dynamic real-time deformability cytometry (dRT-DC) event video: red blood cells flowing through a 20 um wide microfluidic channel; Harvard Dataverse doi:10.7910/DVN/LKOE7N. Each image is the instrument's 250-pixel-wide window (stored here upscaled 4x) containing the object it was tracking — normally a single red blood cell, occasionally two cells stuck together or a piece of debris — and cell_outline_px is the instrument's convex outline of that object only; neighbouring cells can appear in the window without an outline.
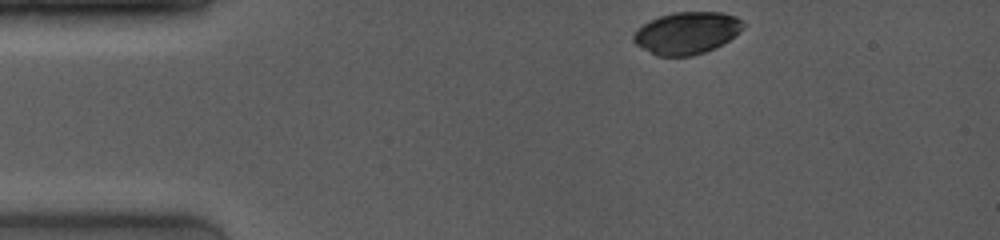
{"species": "common noctule bat (a hibernating species)", "species_latin": "Nyctalus noctula", "temperature_condition": "room temperature", "stored_images_in_passage": 7, "camera_frame_rate_fps": 4000, "um_per_image_px": 0.085, "animal": {"sex": "female", "body_mass_g": 19.0, "forearm_length_mm": 53.3}, "frame": {"image": 1, "passage_image": 1, "time_ms": 0.0, "image_size_px": [1000, 240], "cell_outline_px": [[744, 28], [740, 32], [716, 48], [692, 56], [656, 56], [636, 44], [632, 40], [632, 36], [636, 28], [648, 20], [672, 12], [724, 12], [736, 16], [744, 20]], "centroid_in_image_um": [58.38, 2.79], "position_along_channel_um": 26.6, "area_um2": 27.28}}
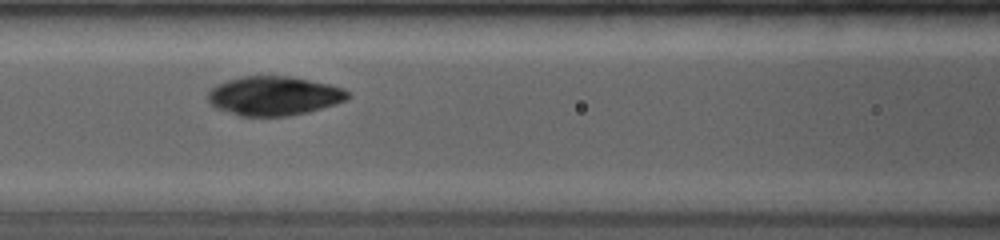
{"frame": {"image": 2, "passage_image": 6, "time_ms": 4.5, "image_size_px": [1000, 240], "cell_outline_px": [[352, 96], [348, 100], [336, 104], [308, 112], [288, 116], [240, 116], [216, 108], [208, 104], [208, 92], [216, 84], [240, 76], [292, 76], [328, 84], [344, 88]], "centroid_in_image_um": [23.29, 8.15], "position_along_channel_um": 143.3, "area_um2": 32.19}}
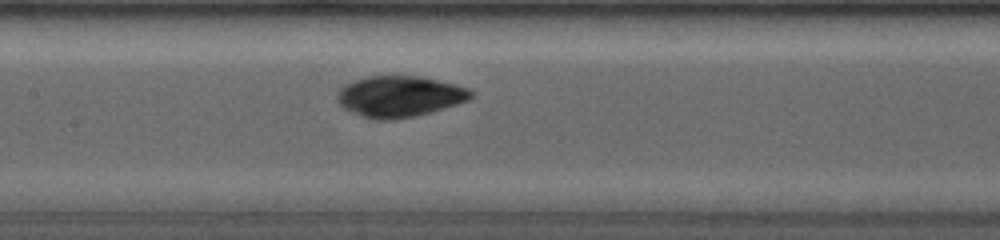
{"frame": {"image": 3, "passage_image": 7, "time_ms": 5.25, "image_size_px": [1000, 240], "cell_outline_px": [[472, 96], [468, 100], [444, 108], [416, 116], [396, 120], [376, 120], [352, 112], [344, 108], [336, 100], [336, 92], [344, 84], [352, 80], [364, 76], [420, 76], [456, 84], [468, 88], [472, 92]], "centroid_in_image_um": [33.92, 8.19], "position_along_channel_um": 173.5, "area_um2": 32.19}}